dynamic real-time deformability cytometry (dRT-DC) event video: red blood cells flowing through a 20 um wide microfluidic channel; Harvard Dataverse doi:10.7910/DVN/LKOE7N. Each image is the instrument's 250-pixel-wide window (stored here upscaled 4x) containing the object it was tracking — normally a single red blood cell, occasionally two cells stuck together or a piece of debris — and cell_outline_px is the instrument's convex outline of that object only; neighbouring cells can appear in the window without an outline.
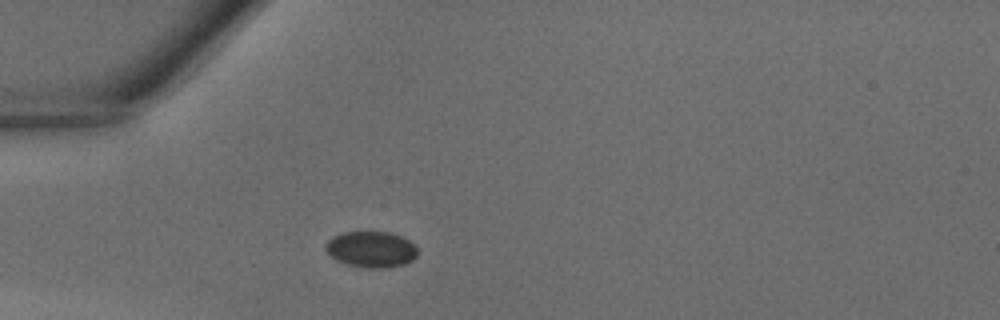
{"species": "common noctule bat (a hibernating species)", "species_latin": "Nyctalus noctula", "temperature_condition": "warm", "stored_images_in_passage": 30, "camera_frame_rate_fps": 3000, "um_per_image_px": 0.085, "animal": {"sex": "male", "body_mass_g": 18.8}, "frame": {"image": 1, "passage_image": 1, "time_ms": 0.0, "image_size_px": [1000, 320], "cell_outline_px": [[416, 256], [412, 260], [404, 264], [384, 268], [368, 268], [348, 264], [336, 260], [324, 248], [324, 244], [332, 236], [340, 232], [388, 232], [400, 236], [408, 240], [416, 248]], "centroid_in_image_um": [31.51, 21.19], "position_along_channel_um": 53.5, "area_um2": 19.19}}
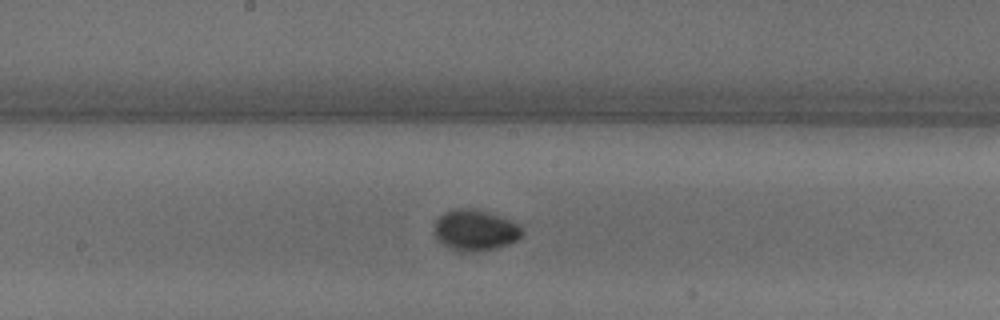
{"frame": {"image": 2, "passage_image": 11, "time_ms": 3.333, "image_size_px": [1000, 320], "cell_outline_px": [[524, 232], [516, 240], [508, 244], [496, 248], [480, 252], [456, 252], [448, 248], [436, 240], [432, 232], [436, 220], [444, 212], [456, 208], [472, 208], [508, 220], [524, 228]], "centroid_in_image_um": [40.31, 19.61], "position_along_channel_um": 207.9, "area_um2": 21.15}}
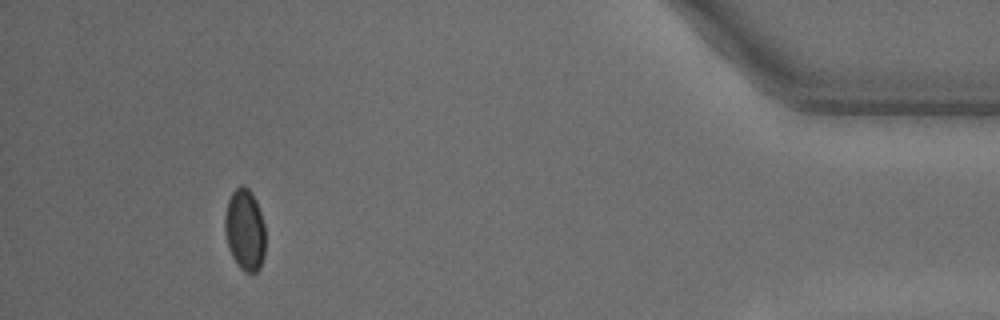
{"frame": {"image": 3, "passage_image": 27, "time_ms": 8.667, "image_size_px": [1000, 320], "cell_outline_px": [[264, 256], [260, 268], [256, 272], [244, 272], [236, 264], [228, 248], [224, 232], [224, 216], [228, 200], [232, 192], [240, 184], [244, 184], [252, 192], [256, 200], [264, 224]], "centroid_in_image_um": [20.79, 19.52], "position_along_channel_um": 414.4, "area_um2": 19.54}}